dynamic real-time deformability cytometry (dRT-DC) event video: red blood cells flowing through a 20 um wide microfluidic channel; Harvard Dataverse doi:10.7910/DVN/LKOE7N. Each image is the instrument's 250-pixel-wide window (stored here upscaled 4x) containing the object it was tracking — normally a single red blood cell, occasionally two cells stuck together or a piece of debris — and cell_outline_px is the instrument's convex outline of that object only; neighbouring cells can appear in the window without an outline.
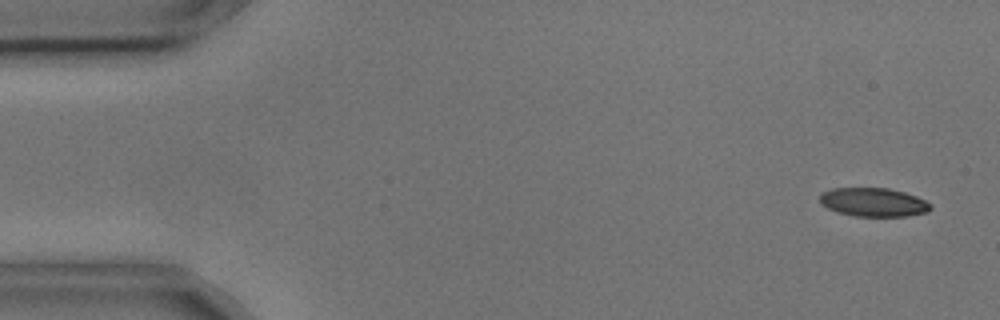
{"species": "common noctule bat (a hibernating species)", "species_latin": "Nyctalus noctula", "temperature_condition": "cold", "stored_images_in_passage": 55, "camera_frame_rate_fps": 3000, "um_per_image_px": 0.085, "animal": {"sex": "male", "body_mass_g": 17.9, "forearm_length_mm": 54.2}, "frame": {"image": 1, "passage_image": 3, "time_ms": 0.667, "image_size_px": [1000, 320], "cell_outline_px": [[932, 208], [928, 212], [908, 216], [852, 216], [836, 212], [820, 204], [820, 192], [832, 188], [888, 188], [904, 192], [916, 196], [932, 204]], "centroid_in_image_um": [74.23, 17.19], "position_along_channel_um": 10.8, "area_um2": 18.73}}
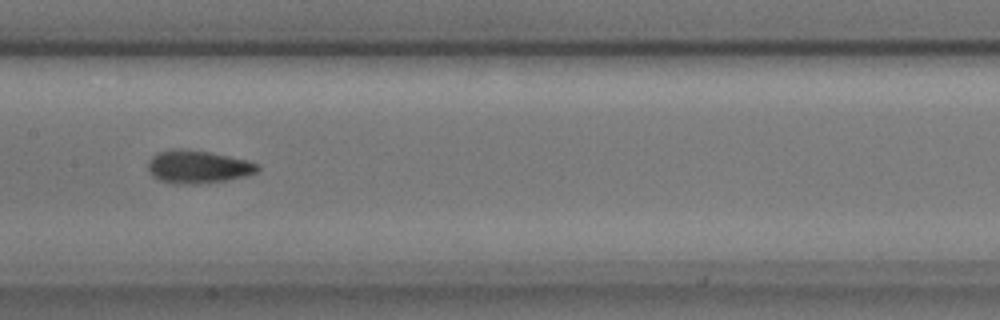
{"frame": {"image": 2, "passage_image": 27, "time_ms": 8.667, "image_size_px": [1000, 320], "cell_outline_px": [[260, 168], [256, 172], [244, 176], [224, 180], [200, 184], [180, 184], [160, 180], [152, 176], [148, 168], [148, 160], [152, 156], [160, 152], [180, 148], [208, 152], [248, 160], [260, 164]], "centroid_in_image_um": [16.83, 14.18], "position_along_channel_um": 190.6, "area_um2": 20.81}}
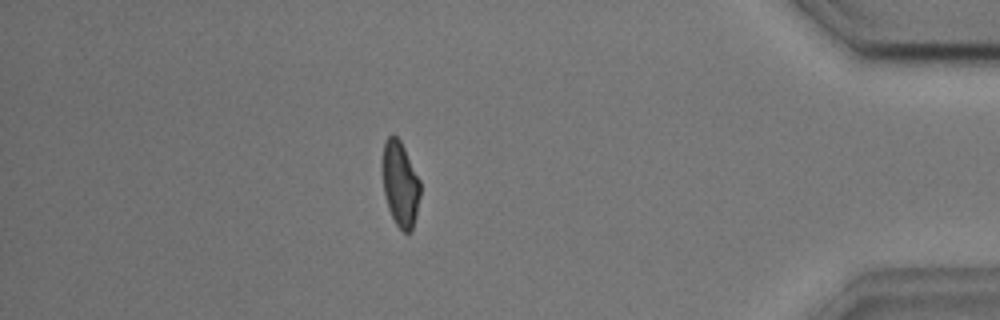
{"frame": {"image": 3, "passage_image": 48, "time_ms": 15.667, "image_size_px": [1000, 320], "cell_outline_px": [[420, 196], [416, 216], [412, 232], [404, 232], [396, 224], [388, 208], [384, 192], [380, 164], [384, 140], [388, 136], [396, 136], [400, 140], [420, 180]], "centroid_in_image_um": [33.99, 15.62], "position_along_channel_um": 401.2, "area_um2": 19.07}, "authors_computed_cell_mechanics": {"area_um2": 19.7098, "velocity_mm_per_s": 3.6333, "shape_relaxation_time_tau1_ms": 5.1701, "shape_relaxation_time_tau2_ms": 3.0937, "deformation_change_tau1": 0.1416, "deformation_change_tau2": 0.0831}}